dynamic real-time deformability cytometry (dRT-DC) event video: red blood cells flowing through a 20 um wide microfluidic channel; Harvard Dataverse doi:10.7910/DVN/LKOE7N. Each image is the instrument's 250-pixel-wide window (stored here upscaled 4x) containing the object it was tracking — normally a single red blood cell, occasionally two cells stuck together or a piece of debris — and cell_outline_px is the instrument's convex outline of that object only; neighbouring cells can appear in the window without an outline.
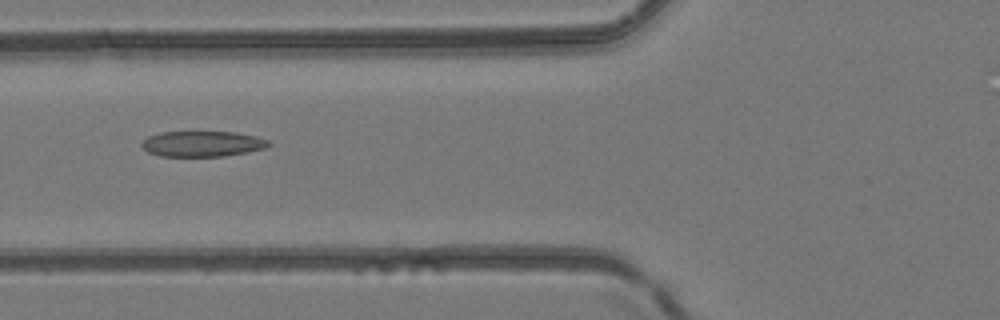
{"species": "common noctule bat (a hibernating species)", "species_latin": "Nyctalus noctula", "temperature_condition": "room temperature", "stored_images_in_passage": 5, "camera_frame_rate_fps": 3000, "um_per_image_px": 0.085, "animal": {"sex": "female", "body_mass_g": 24.6, "forearm_length_mm": 56.2}, "frame": {"image": 1, "passage_image": 5, "time_ms": 5.667, "image_size_px": [1000, 320], "cell_outline_px": [[272, 144], [264, 148], [248, 152], [224, 156], [160, 156], [148, 152], [140, 144], [148, 136], [160, 132], [236, 132], [256, 136], [268, 140]], "centroid_in_image_um": [17.21, 12.22], "position_along_channel_um": 108.6, "area_um2": 18.9}}